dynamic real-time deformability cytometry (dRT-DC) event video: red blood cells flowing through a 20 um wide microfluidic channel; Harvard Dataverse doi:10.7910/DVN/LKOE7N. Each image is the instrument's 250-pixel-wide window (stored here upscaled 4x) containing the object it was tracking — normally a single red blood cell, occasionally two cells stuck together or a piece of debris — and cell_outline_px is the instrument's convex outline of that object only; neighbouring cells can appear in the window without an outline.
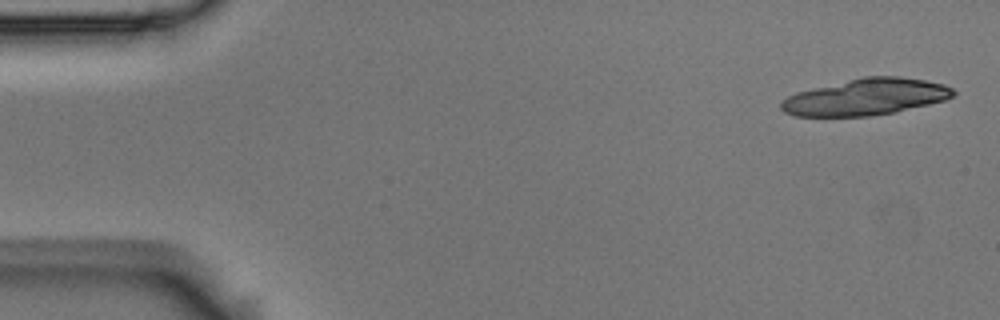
{"species": "Egyptian fruit bat (a non-hibernating species)", "species_latin": "Rousettus aegyptiacus", "temperature_condition": "room temperature", "stored_images_in_passage": 5, "camera_frame_rate_fps": 3000, "um_per_image_px": 0.085, "animal": {"sex": "male"}, "frame": {"image": 1, "passage_image": 1, "time_ms": 0.0, "image_size_px": [1000, 320], "cell_outline_px": [[956, 92], [952, 96], [944, 100], [896, 112], [872, 116], [796, 116], [784, 112], [780, 108], [780, 104], [788, 96], [796, 92], [864, 76], [900, 76], [924, 80], [944, 84], [952, 88]], "centroid_in_image_um": [73.6, 8.24], "position_along_channel_um": 11.4, "area_um2": 36.47}}